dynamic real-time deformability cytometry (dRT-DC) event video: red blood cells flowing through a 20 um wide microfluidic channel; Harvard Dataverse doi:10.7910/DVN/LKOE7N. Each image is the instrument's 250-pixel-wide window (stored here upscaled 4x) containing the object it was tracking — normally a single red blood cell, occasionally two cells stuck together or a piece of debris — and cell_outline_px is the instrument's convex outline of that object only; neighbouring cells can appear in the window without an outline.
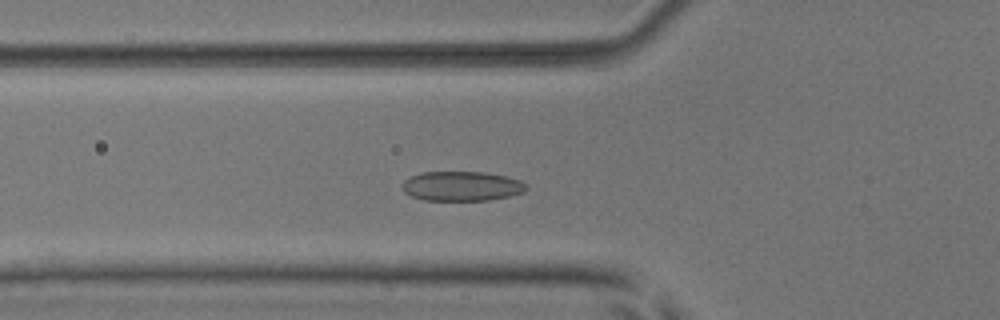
{"species": "common noctule bat (a hibernating species)", "species_latin": "Nyctalus noctula", "temperature_condition": "room temperature", "stored_images_in_passage": 39, "camera_frame_rate_fps": 3000, "um_per_image_px": 0.085, "animal": {"sex": "male", "body_mass_g": 17.9, "forearm_length_mm": 54.2}, "frame": {"image": 1, "passage_image": 12, "time_ms": 3.667, "image_size_px": [1000, 320], "cell_outline_px": [[528, 188], [524, 192], [508, 196], [488, 200], [424, 200], [412, 196], [404, 192], [400, 184], [404, 180], [420, 172], [484, 172], [504, 176], [520, 180]], "centroid_in_image_um": [39.21, 15.82], "position_along_channel_um": 86.6, "area_um2": 21.33}}
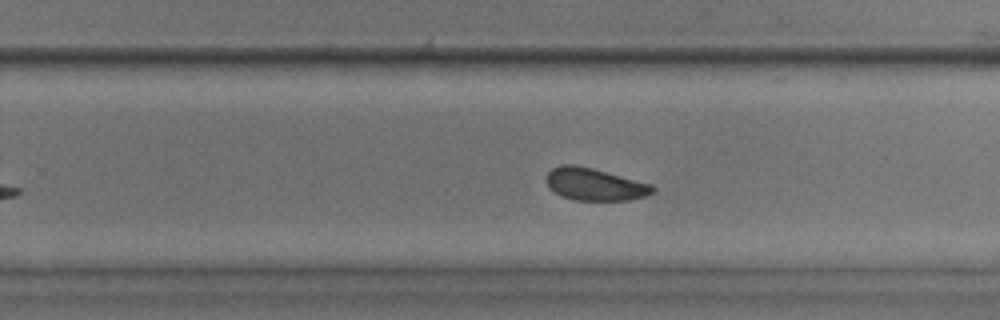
{"frame": {"image": 2, "passage_image": 27, "time_ms": 8.667, "image_size_px": [1000, 320], "cell_outline_px": [[656, 188], [652, 192], [644, 196], [628, 200], [572, 200], [560, 196], [548, 184], [548, 172], [552, 168], [560, 164], [576, 164], [592, 168], [652, 184]], "centroid_in_image_um": [50.55, 15.66], "position_along_channel_um": 279.2, "area_um2": 19.83}}
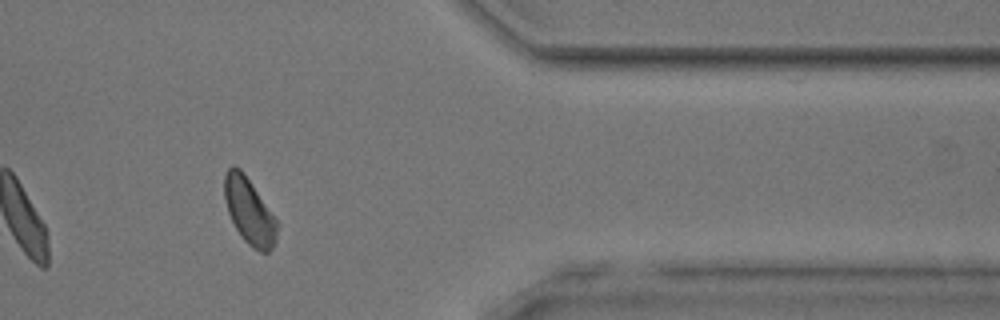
{"frame": {"image": 3, "passage_image": 37, "time_ms": 12.0, "image_size_px": [1000, 320], "cell_outline_px": [[276, 240], [272, 248], [268, 252], [260, 252], [252, 248], [244, 240], [236, 228], [228, 212], [224, 196], [224, 176], [228, 168], [232, 164], [240, 168], [276, 220]], "centroid_in_image_um": [21.15, 17.96], "position_along_channel_um": 390.2, "area_um2": 19.71}, "authors_computed_cell_mechanics": {"area_um2": 20.7502, "velocity_mm_per_s": 3.8649, "shape_relaxation_time_tau1_ms": 1.838, "shape_relaxation_time_tau2_ms": 2.217, "deformation_change_tau1": 0.0623, "deformation_change_tau2": 0.0747}}